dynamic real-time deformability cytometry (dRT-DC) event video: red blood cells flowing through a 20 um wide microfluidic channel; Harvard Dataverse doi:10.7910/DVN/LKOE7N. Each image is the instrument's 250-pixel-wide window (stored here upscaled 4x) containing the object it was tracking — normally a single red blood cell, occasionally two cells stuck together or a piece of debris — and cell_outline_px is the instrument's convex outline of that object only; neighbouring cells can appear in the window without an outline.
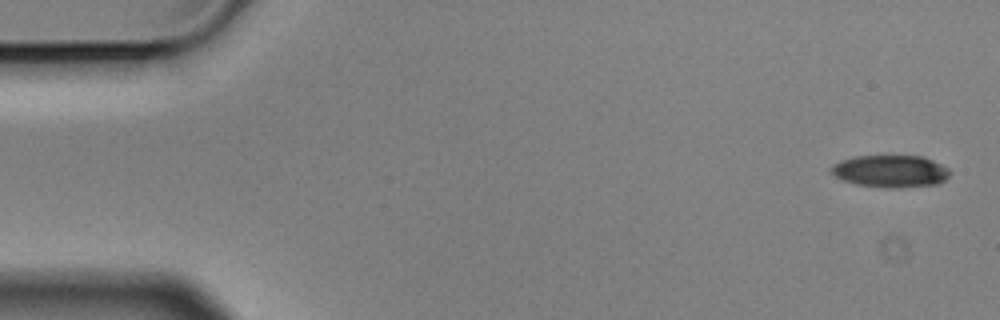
{"species": "Egyptian fruit bat (a non-hibernating species)", "species_latin": "Rousettus aegyptiacus", "temperature_condition": "cold", "stored_images_in_passage": 5, "camera_frame_rate_fps": 3000, "um_per_image_px": 0.085, "animal": {"sex": "male"}, "frame": {"image": 1, "passage_image": 1, "time_ms": 0.0, "image_size_px": [1000, 320], "cell_outline_px": [[952, 172], [940, 184], [892, 188], [856, 184], [844, 180], [836, 176], [832, 172], [832, 168], [840, 160], [856, 156], [924, 156], [948, 168]], "centroid_in_image_um": [75.75, 14.55], "position_along_channel_um": 9.2, "area_um2": 22.02}}
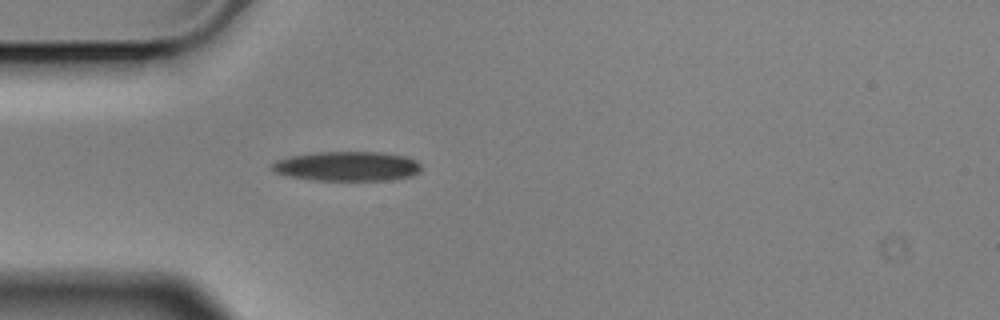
{"frame": {"image": 2, "passage_image": 5, "time_ms": 1.333, "image_size_px": [1000, 320], "cell_outline_px": [[420, 172], [412, 176], [388, 180], [316, 180], [292, 176], [276, 172], [272, 168], [272, 164], [276, 160], [288, 156], [316, 152], [380, 152], [408, 156], [416, 160], [420, 164]], "centroid_in_image_um": [29.56, 14.12], "position_along_channel_um": 55.4, "area_um2": 25.66}}